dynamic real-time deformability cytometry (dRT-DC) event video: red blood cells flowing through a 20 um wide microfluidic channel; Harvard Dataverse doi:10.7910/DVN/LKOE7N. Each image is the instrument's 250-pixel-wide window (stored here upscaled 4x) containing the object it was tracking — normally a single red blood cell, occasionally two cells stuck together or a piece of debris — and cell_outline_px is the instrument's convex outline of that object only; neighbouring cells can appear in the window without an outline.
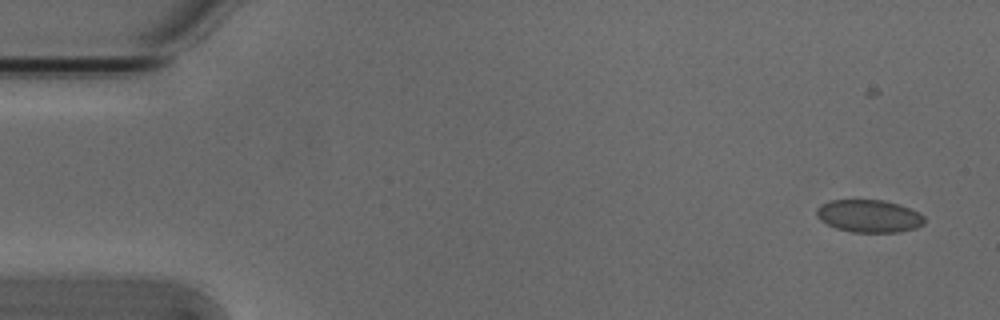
{"species": "Egyptian fruit bat (a non-hibernating species)", "species_latin": "Rousettus aegyptiacus", "temperature_condition": "cold", "stored_images_in_passage": 4, "camera_frame_rate_fps": 3000, "um_per_image_px": 0.085, "animal": {"sex": "male"}, "frame": {"image": 1, "passage_image": 1, "time_ms": 0.0, "image_size_px": [1000, 320], "cell_outline_px": [[924, 224], [916, 228], [900, 232], [852, 232], [836, 228], [820, 220], [816, 216], [816, 208], [820, 204], [832, 200], [884, 200], [900, 204], [920, 212], [924, 216]], "centroid_in_image_um": [73.88, 18.36], "position_along_channel_um": 11.1, "area_um2": 20.69}}